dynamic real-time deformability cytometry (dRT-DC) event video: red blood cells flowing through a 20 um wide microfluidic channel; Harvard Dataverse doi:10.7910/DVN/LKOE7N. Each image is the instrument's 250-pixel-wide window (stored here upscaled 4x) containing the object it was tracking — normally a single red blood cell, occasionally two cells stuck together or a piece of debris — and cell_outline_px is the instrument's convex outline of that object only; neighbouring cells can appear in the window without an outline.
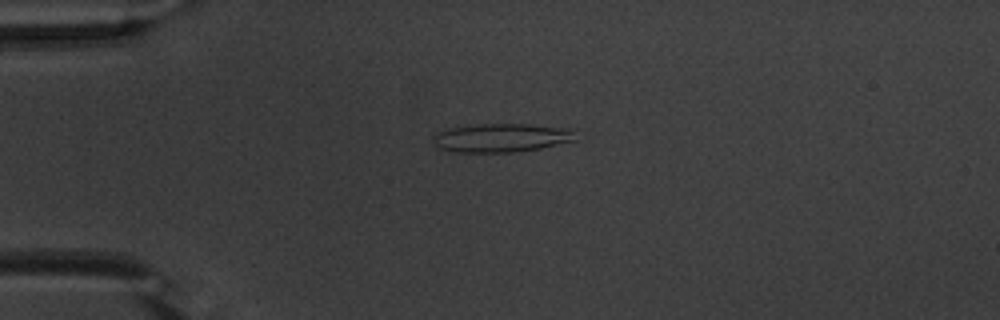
{"species": "common noctule bat (a hibernating species)", "species_latin": "Nyctalus noctula", "temperature_condition": "warm", "stored_images_in_passage": 51, "camera_frame_rate_fps": 3000, "um_per_image_px": 0.085, "animal": {"sex": "male", "body_mass_g": 20.1, "forearm_length_mm": 53.5}, "frame": {"image": 1, "passage_image": 11, "time_ms": 3.333, "image_size_px": [1000, 320], "cell_outline_px": [[576, 140], [540, 148], [512, 152], [452, 152], [440, 148], [432, 140], [432, 136], [436, 132], [448, 128], [480, 124], [532, 124], [576, 128]], "centroid_in_image_um": [42.66, 11.7], "position_along_channel_um": 42.3, "area_um2": 24.1}}
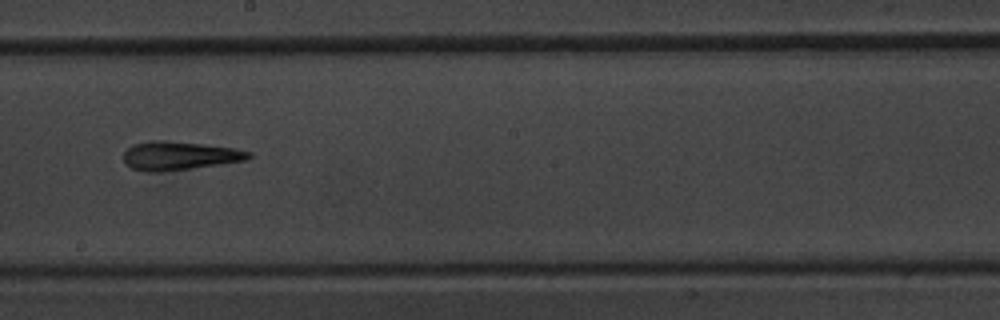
{"frame": {"image": 2, "passage_image": 28, "time_ms": 9.0, "image_size_px": [1000, 320], "cell_outline_px": [[252, 156], [248, 160], [160, 172], [148, 172], [132, 168], [124, 160], [124, 152], [132, 144], [152, 140], [164, 140], [204, 144], [236, 148], [252, 152]], "centroid_in_image_um": [15.27, 13.22], "position_along_channel_um": 232.9, "area_um2": 20.81}}
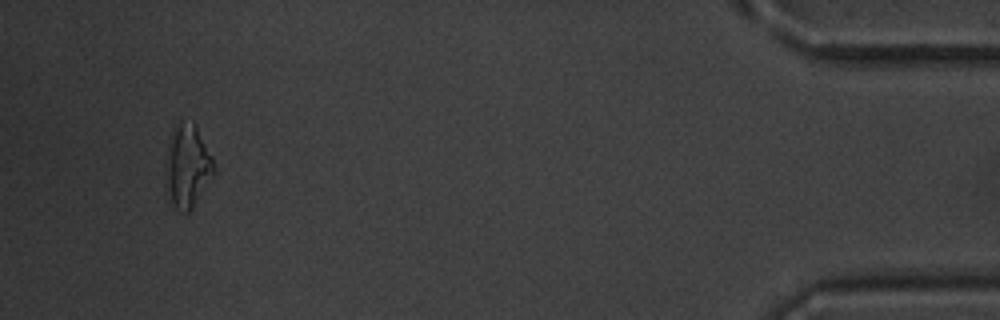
{"frame": {"image": 3, "passage_image": 48, "time_ms": 15.667, "image_size_px": [1000, 320], "cell_outline_px": [[216, 172], [192, 208], [188, 212], [180, 212], [172, 204], [164, 192], [164, 168], [168, 144], [172, 128], [180, 120], [196, 124], [216, 164]], "centroid_in_image_um": [15.9, 14.13], "position_along_channel_um": 419.3, "area_um2": 24.22}, "authors_computed_cell_mechanics": {"area_um2": 20.8658, "velocity_mm_per_s": 3.8387, "shape_relaxation_time_tau1_ms": null, "shape_relaxation_time_tau2_ms": 4.1052, "deformation_change_tau1": null, "deformation_change_tau2": 0.1841}}